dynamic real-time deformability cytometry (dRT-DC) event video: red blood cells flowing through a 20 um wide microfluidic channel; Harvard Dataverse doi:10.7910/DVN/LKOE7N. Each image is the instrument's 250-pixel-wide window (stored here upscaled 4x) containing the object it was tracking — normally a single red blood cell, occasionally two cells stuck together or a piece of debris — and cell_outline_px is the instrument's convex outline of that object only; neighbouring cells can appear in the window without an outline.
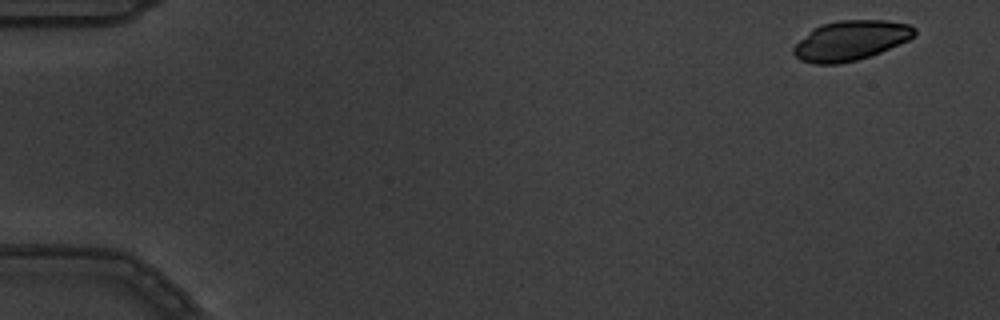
{"species": "common noctule bat (a hibernating species)", "species_latin": "Nyctalus noctula", "temperature_condition": "warm", "stored_images_in_passage": 4, "camera_frame_rate_fps": 3000, "um_per_image_px": 0.085, "animal": {"sex": "male", "body_mass_g": 19.5, "forearm_length_mm": 54.6}, "frame": {"image": 1, "passage_image": 1, "time_ms": 0.0, "image_size_px": [1000, 320], "cell_outline_px": [[916, 32], [908, 40], [880, 52], [856, 60], [840, 64], [812, 64], [800, 60], [792, 52], [792, 48], [800, 40], [816, 28], [824, 24], [840, 20], [884, 20], [908, 24], [916, 28]], "centroid_in_image_um": [72.31, 3.45], "position_along_channel_um": 12.7, "area_um2": 27.63}}
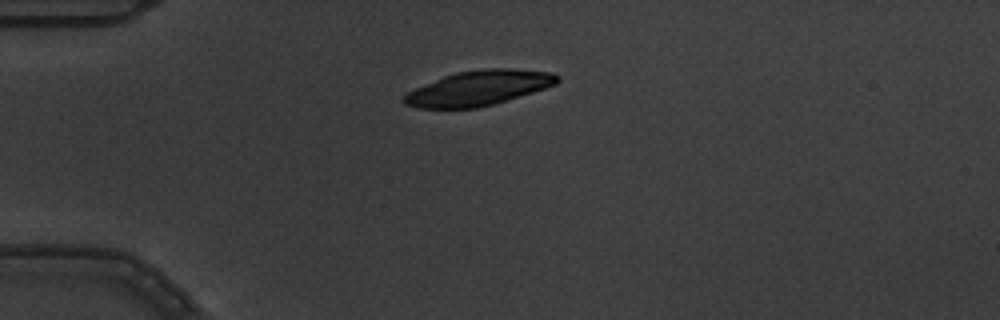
{"frame": {"image": 2, "passage_image": 4, "time_ms": 1.0, "image_size_px": [1000, 320], "cell_outline_px": [[560, 80], [556, 84], [496, 104], [476, 108], [420, 108], [404, 104], [400, 100], [408, 92], [416, 88], [444, 76], [456, 72], [484, 68], [512, 68], [552, 72], [560, 76]], "centroid_in_image_um": [40.7, 7.48], "position_along_channel_um": 44.3, "area_um2": 31.15}}